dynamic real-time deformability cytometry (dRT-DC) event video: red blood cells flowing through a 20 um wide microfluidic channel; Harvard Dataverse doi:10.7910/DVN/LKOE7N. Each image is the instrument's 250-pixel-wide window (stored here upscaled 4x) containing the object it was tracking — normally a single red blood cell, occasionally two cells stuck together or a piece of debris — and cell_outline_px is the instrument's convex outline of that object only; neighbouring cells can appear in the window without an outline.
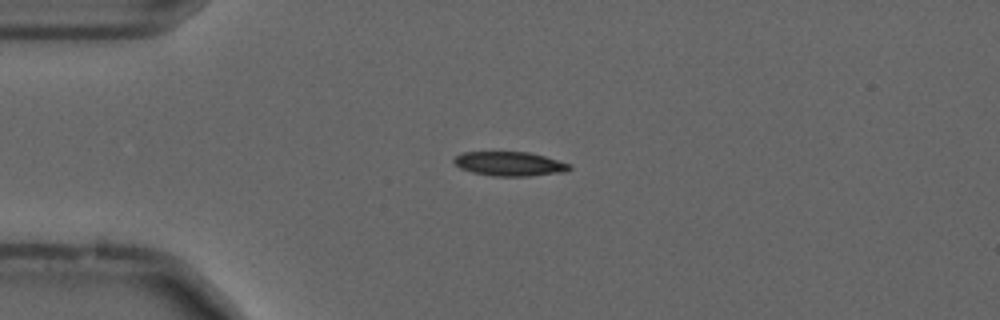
{"species": "common noctule bat (a hibernating species)", "species_latin": "Nyctalus noctula", "temperature_condition": "cold", "stored_images_in_passage": 56, "camera_frame_rate_fps": 3000, "um_per_image_px": 0.085, "animal": {"sex": "male", "forearm_length_mm": 52.5}, "frame": {"image": 1, "passage_image": 14, "time_ms": 4.333, "image_size_px": [1000, 320], "cell_outline_px": [[572, 168], [564, 172], [532, 176], [492, 176], [472, 172], [460, 168], [452, 160], [456, 156], [464, 152], [528, 152], [544, 156], [572, 164]], "centroid_in_image_um": [43.34, 13.93], "position_along_channel_um": 41.7, "area_um2": 16.36}}
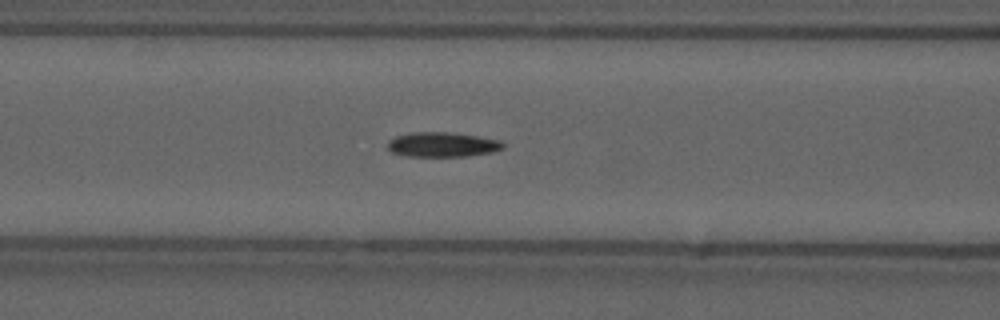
{"frame": {"image": 2, "passage_image": 23, "time_ms": 7.333, "image_size_px": [1000, 320], "cell_outline_px": [[504, 148], [492, 152], [468, 156], [408, 156], [392, 152], [388, 148], [388, 140], [396, 136], [412, 132], [448, 132], [476, 136], [500, 140], [504, 144]], "centroid_in_image_um": [37.6, 12.29], "position_along_channel_um": 129.0, "area_um2": 16.53}}
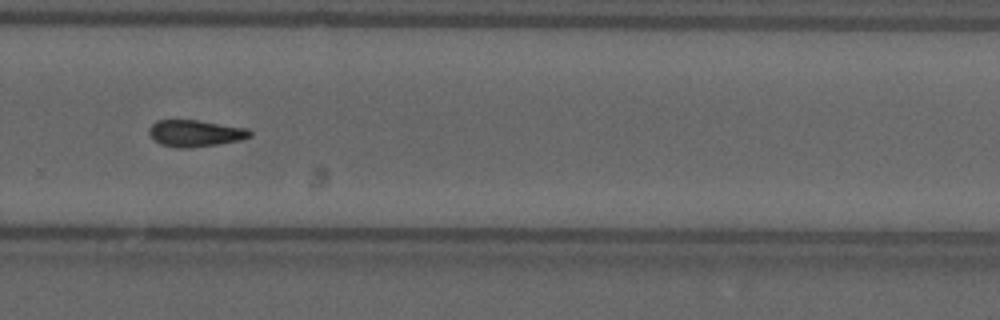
{"frame": {"image": 3, "passage_image": 38, "time_ms": 12.333, "image_size_px": [1000, 320], "cell_outline_px": [[252, 136], [240, 140], [220, 144], [188, 148], [176, 148], [160, 144], [148, 132], [148, 128], [156, 120], [200, 120], [248, 128], [252, 132]], "centroid_in_image_um": [16.62, 11.32], "position_along_channel_um": 313.2, "area_um2": 15.84}}